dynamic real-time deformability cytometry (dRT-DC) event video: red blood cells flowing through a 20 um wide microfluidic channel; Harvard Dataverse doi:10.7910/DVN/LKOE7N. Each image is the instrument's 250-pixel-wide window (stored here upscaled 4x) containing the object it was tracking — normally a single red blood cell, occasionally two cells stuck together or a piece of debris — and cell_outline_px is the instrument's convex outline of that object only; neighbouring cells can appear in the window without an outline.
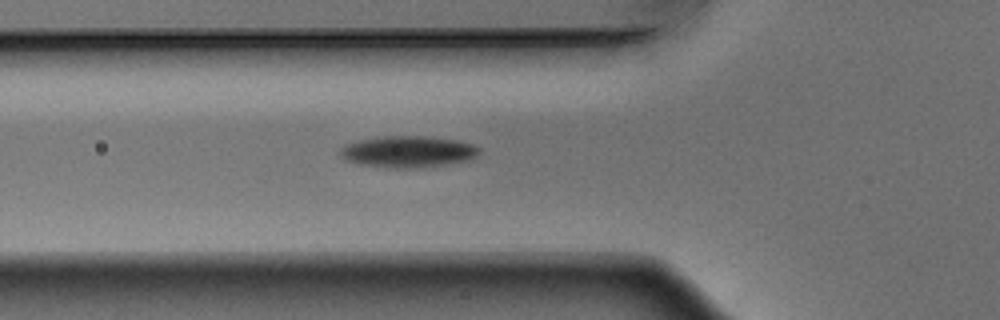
{"species": "Egyptian fruit bat (a non-hibernating species)", "species_latin": "Rousettus aegyptiacus", "temperature_condition": "warm", "stored_images_in_passage": 31, "camera_frame_rate_fps": 3000, "um_per_image_px": 0.085, "animal": {"sex": "male"}, "frame": {"image": 1, "passage_image": 2, "time_ms": 0.333, "image_size_px": [1000, 320], "cell_outline_px": [[480, 152], [472, 160], [424, 168], [388, 168], [356, 164], [344, 160], [340, 156], [340, 148], [348, 144], [360, 140], [384, 136], [424, 136], [456, 140], [472, 144], [480, 148]], "centroid_in_image_um": [34.69, 12.91], "position_along_channel_um": 91.1, "area_um2": 25.84}}
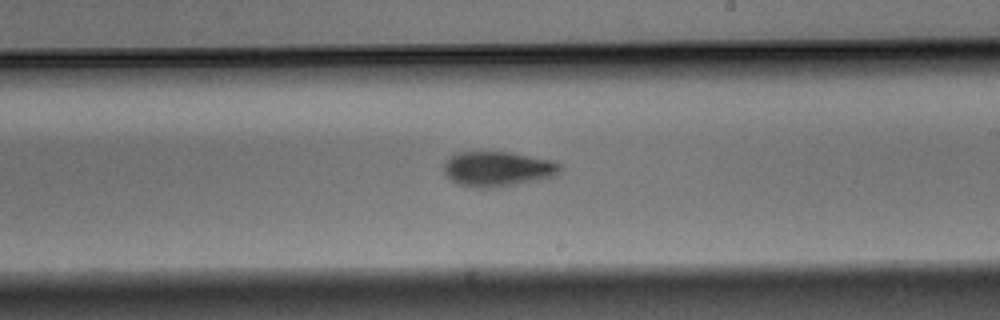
{"frame": {"image": 2, "passage_image": 14, "time_ms": 4.333, "image_size_px": [1000, 320], "cell_outline_px": [[560, 172], [556, 176], [496, 188], [476, 188], [460, 184], [444, 176], [444, 164], [452, 156], [460, 152], [512, 152], [552, 160], [560, 164]], "centroid_in_image_um": [42.32, 14.36], "position_along_channel_um": 246.7, "area_um2": 23.7}}
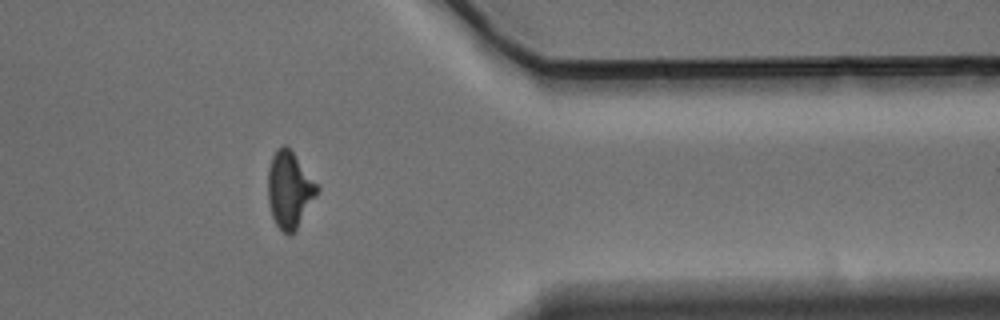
{"frame": {"image": 3, "passage_image": 26, "time_ms": 8.333, "image_size_px": [1000, 320], "cell_outline_px": [[320, 188], [316, 196], [296, 228], [288, 236], [276, 224], [272, 216], [268, 200], [268, 168], [272, 156], [276, 148], [280, 144], [284, 144], [292, 152], [320, 184]], "centroid_in_image_um": [24.61, 16.07], "position_along_channel_um": 386.8, "area_um2": 21.91}}